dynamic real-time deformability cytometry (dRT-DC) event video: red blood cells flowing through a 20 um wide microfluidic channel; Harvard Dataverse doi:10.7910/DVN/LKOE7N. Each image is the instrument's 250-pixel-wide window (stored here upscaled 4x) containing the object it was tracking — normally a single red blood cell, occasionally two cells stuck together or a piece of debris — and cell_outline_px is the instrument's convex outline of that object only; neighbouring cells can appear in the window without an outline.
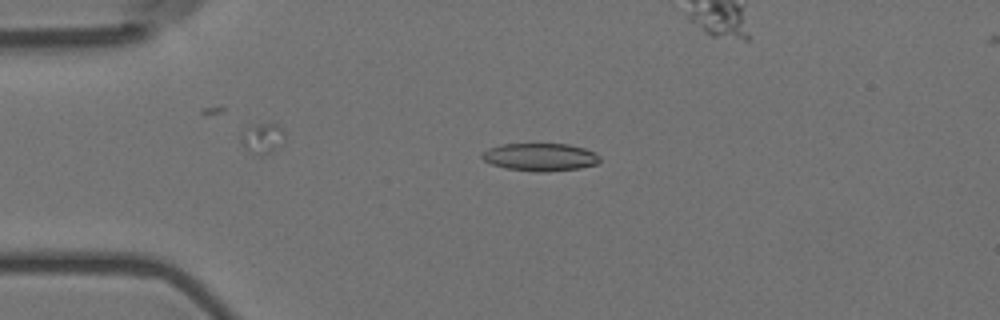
{"species": "Egyptian fruit bat (a non-hibernating species)", "species_latin": "Rousettus aegyptiacus", "temperature_condition": "room temperature", "stored_images_in_passage": 6, "camera_frame_rate_fps": 3000, "um_per_image_px": 0.085, "animal": {"sex": "female"}, "frame": {"image": 1, "passage_image": 3, "time_ms": 0.667, "image_size_px": [1000, 320], "cell_outline_px": [[600, 160], [596, 164], [580, 168], [548, 172], [536, 172], [504, 168], [492, 164], [484, 160], [480, 156], [480, 152], [488, 148], [500, 144], [568, 144], [584, 148], [596, 152], [600, 156]], "centroid_in_image_um": [45.9, 13.35], "position_along_channel_um": 39.1, "area_um2": 19.31}}
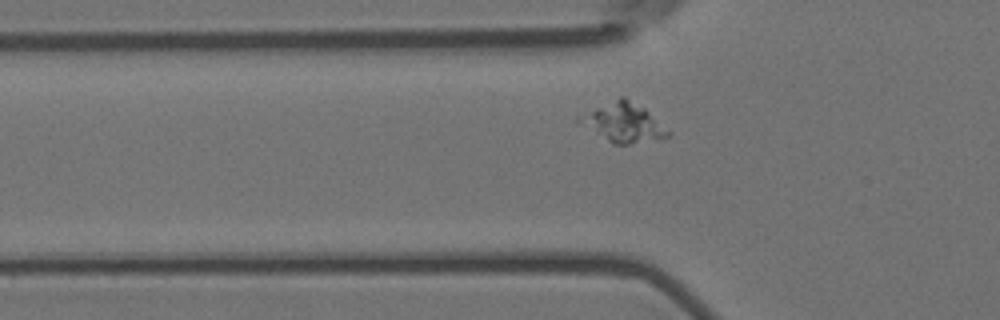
{"frame": {"image": 2, "passage_image": 6, "time_ms": 1.667, "image_size_px": [1000, 320], "cell_outline_px": [[672, 136], [628, 144], [612, 144], [576, 120], [576, 116], [620, 96], [624, 96], [644, 108], [672, 132]], "centroid_in_image_um": [52.99, 10.41], "position_along_channel_um": 72.8, "area_um2": 20.0}}